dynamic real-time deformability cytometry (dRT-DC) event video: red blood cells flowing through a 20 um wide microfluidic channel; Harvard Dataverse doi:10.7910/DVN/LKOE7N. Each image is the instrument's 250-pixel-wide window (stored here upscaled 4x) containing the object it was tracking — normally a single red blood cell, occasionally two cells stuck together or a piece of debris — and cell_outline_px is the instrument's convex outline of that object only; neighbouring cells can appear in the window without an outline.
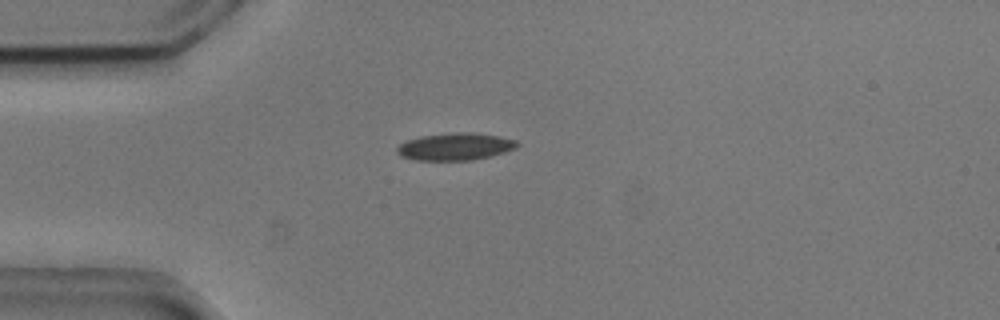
{"species": "common noctule bat (a hibernating species)", "species_latin": "Nyctalus noctula", "temperature_condition": "cold", "stored_images_in_passage": 36, "camera_frame_rate_fps": 3000, "um_per_image_px": 0.085, "animal": {"sex": "male", "body_mass_g": 20.5, "forearm_length_mm": 52.5}, "frame": {"image": 1, "passage_image": 2, "time_ms": 0.333, "image_size_px": [1000, 320], "cell_outline_px": [[520, 144], [516, 148], [504, 152], [472, 160], [416, 160], [400, 156], [396, 152], [396, 148], [404, 140], [424, 136], [452, 132], [472, 132], [496, 136], [516, 140]], "centroid_in_image_um": [38.66, 12.46], "position_along_channel_um": 46.3, "area_um2": 19.02}}
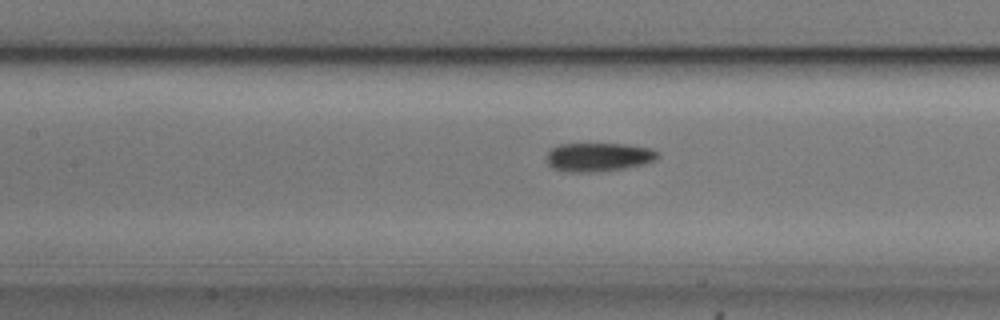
{"frame": {"image": 2, "passage_image": 12, "time_ms": 3.667, "image_size_px": [1000, 320], "cell_outline_px": [[660, 156], [656, 160], [644, 164], [624, 168], [588, 172], [568, 172], [552, 168], [548, 164], [548, 152], [552, 148], [560, 144], [624, 144], [652, 148], [660, 152]], "centroid_in_image_um": [50.92, 13.34], "position_along_channel_um": 156.5, "area_um2": 18.55}}
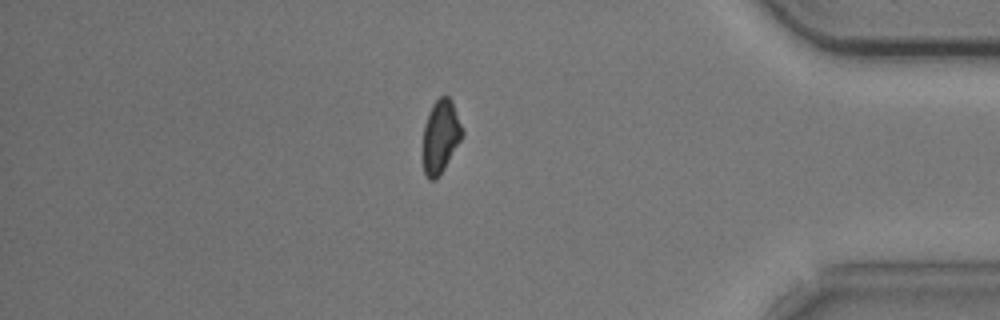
{"frame": {"image": 3, "passage_image": 34, "time_ms": 11.0, "image_size_px": [1000, 320], "cell_outline_px": [[464, 132], [460, 140], [444, 168], [436, 180], [428, 180], [424, 172], [424, 124], [428, 112], [432, 104], [440, 96], [448, 96], [452, 100]], "centroid_in_image_um": [37.45, 11.57], "position_along_channel_um": 397.8, "area_um2": 16.53}}